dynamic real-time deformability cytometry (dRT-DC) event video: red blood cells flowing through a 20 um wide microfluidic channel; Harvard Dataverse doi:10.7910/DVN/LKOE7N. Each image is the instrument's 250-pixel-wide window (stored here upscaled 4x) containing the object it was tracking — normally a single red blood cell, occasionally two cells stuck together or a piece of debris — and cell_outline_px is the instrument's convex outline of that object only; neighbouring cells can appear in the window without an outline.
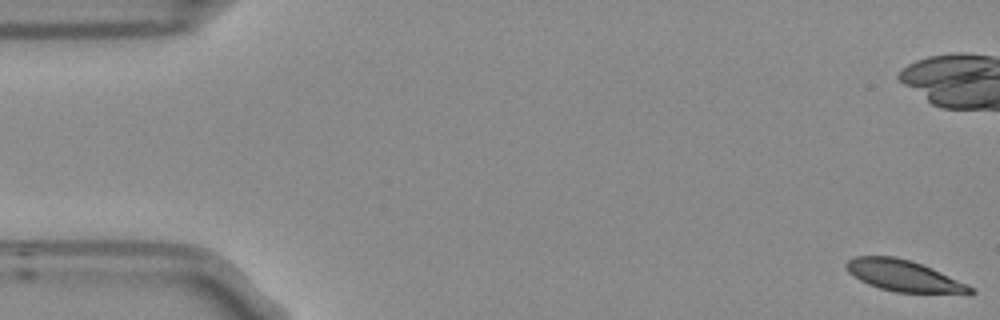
{"species": "Egyptian fruit bat (a non-hibernating species)", "species_latin": "Rousettus aegyptiacus", "temperature_condition": "room temperature", "stored_images_in_passage": 8, "camera_frame_rate_fps": 3000, "um_per_image_px": 0.085, "frame": {"image": 1, "passage_image": 1, "time_ms": 0.0, "image_size_px": [1000, 320], "cell_outline_px": [[976, 292], [896, 292], [880, 288], [868, 284], [860, 280], [848, 272], [844, 264], [848, 260], [856, 256], [896, 256], [932, 268], [968, 284], [976, 288]], "centroid_in_image_um": [76.77, 23.42], "position_along_channel_um": 8.2, "area_um2": 22.14}}